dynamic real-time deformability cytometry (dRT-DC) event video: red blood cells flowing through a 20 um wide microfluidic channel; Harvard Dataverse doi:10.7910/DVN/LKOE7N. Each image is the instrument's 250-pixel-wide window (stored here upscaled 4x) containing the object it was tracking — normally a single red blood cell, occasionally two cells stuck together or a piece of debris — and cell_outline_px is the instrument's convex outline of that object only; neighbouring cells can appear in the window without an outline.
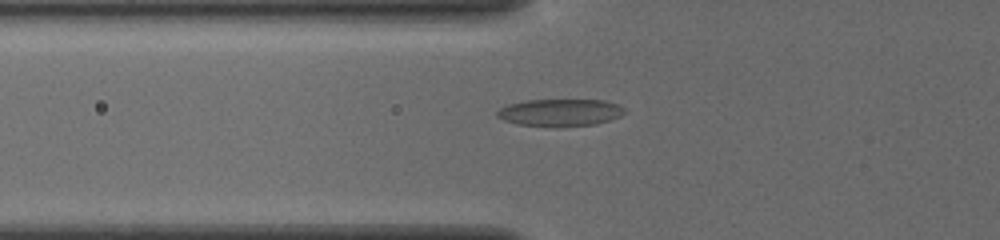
{"species": "common noctule bat (a hibernating species)", "species_latin": "Nyctalus noctula", "temperature_condition": "cold", "stored_images_in_passage": 43, "camera_frame_rate_fps": 3000, "um_per_image_px": 0.085, "animal": {"sex": "female", "body_mass_g": 19.5, "forearm_length_mm": 54.1}, "frame": {"image": 1, "passage_image": 10, "time_ms": 3.0, "image_size_px": [1000, 240], "cell_outline_px": [[624, 112], [620, 116], [596, 124], [556, 128], [516, 124], [504, 120], [496, 116], [496, 112], [500, 108], [508, 104], [528, 100], [604, 100], [616, 104], [624, 108]], "centroid_in_image_um": [47.57, 9.58], "position_along_channel_um": 78.2, "area_um2": 20.4}}
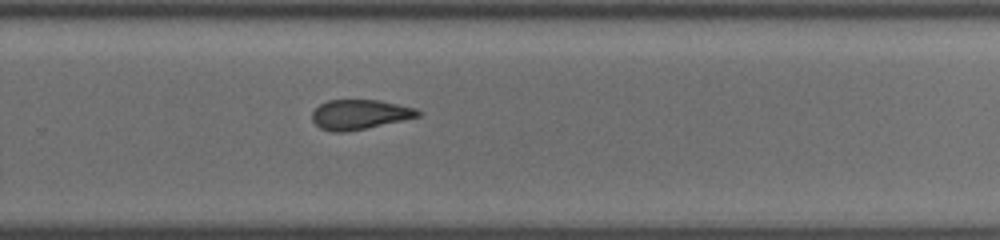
{"frame": {"image": 2, "passage_image": 27, "time_ms": 8.667, "image_size_px": [1000, 240], "cell_outline_px": [[420, 116], [364, 128], [344, 132], [332, 132], [320, 128], [312, 120], [312, 112], [320, 104], [328, 100], [376, 100], [416, 108], [420, 112]], "centroid_in_image_um": [30.53, 9.72], "position_along_channel_um": 299.3, "area_um2": 17.98}}
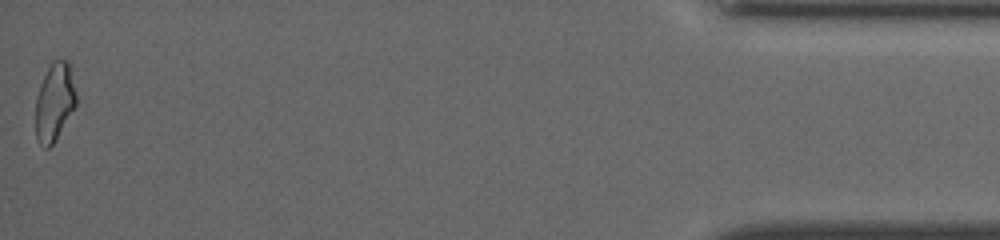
{"frame": {"image": 3, "passage_image": 43, "time_ms": 14.0, "image_size_px": [1000, 240], "cell_outline_px": [[76, 104], [56, 140], [48, 148], [44, 148], [36, 140], [36, 96], [40, 84], [52, 60], [68, 60], [72, 64], [76, 96]], "centroid_in_image_um": [4.65, 8.64], "position_along_channel_um": 430.6, "area_um2": 18.67}, "authors_computed_cell_mechanics": {"area_um2": 19.0162, "velocity_mm_per_s": 3.9151, "shape_relaxation_time_tau1_ms": null, "shape_relaxation_time_tau2_ms": 2.8823, "deformation_change_tau1": null, "deformation_change_tau2": 0.0969}}